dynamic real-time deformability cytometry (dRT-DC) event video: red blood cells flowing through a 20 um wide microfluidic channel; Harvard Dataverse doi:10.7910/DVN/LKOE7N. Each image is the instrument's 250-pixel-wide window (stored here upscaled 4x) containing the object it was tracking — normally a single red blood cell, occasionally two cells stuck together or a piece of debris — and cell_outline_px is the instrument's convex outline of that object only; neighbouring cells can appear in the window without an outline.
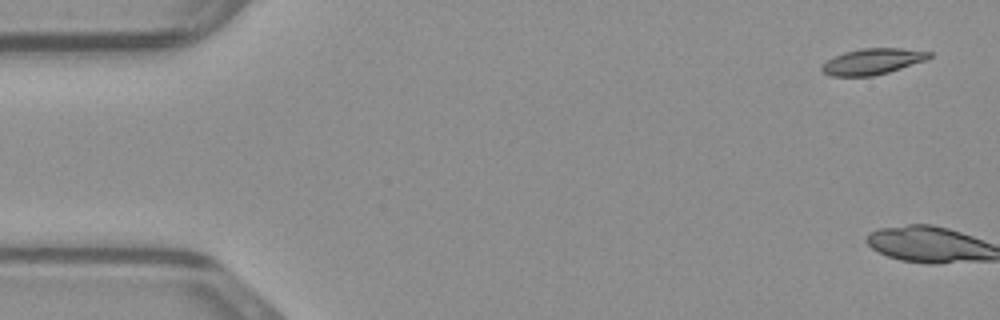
{"species": "common noctule bat (a hibernating species)", "species_latin": "Nyctalus noctula", "temperature_condition": "warm", "stored_images_in_passage": 2, "camera_frame_rate_fps": 3000, "um_per_image_px": 0.085, "animal": {"sex": "male", "body_mass_g": 23.1, "forearm_length_mm": 52.7}, "frame": {"image": 1, "passage_image": 1, "time_ms": 0.0, "image_size_px": [1000, 320], "cell_outline_px": [[932, 56], [928, 60], [888, 72], [872, 76], [832, 76], [824, 72], [820, 68], [828, 60], [844, 52], [860, 48], [900, 48], [932, 52]], "centroid_in_image_um": [74.21, 5.22], "position_along_channel_um": 10.8, "area_um2": 16.18}}